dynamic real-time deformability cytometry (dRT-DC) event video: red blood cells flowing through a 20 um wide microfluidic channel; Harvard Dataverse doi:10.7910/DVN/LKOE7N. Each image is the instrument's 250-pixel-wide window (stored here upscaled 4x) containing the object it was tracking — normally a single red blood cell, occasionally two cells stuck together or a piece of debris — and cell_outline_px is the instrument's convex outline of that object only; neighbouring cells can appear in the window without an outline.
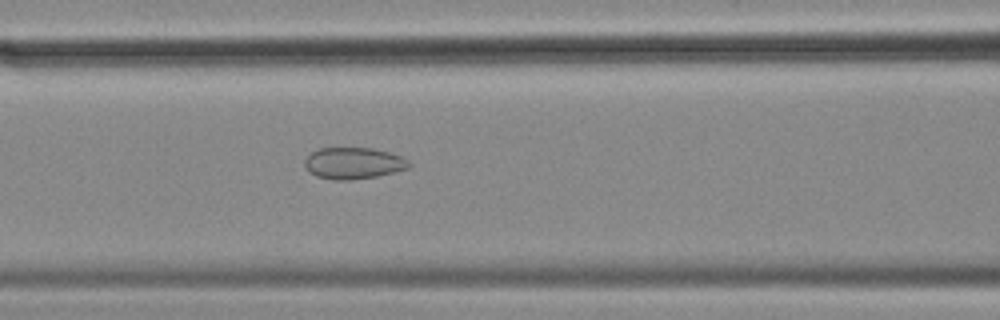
{"species": "common noctule bat (a hibernating species)", "species_latin": "Nyctalus noctula", "temperature_condition": "cold", "stored_images_in_passage": 32, "camera_frame_rate_fps": 3000, "um_per_image_px": 0.085, "animal": {"sex": "female", "body_mass_g": 18.4}, "frame": {"image": 1, "passage_image": 9, "time_ms": 2.667, "image_size_px": [1000, 320], "cell_outline_px": [[412, 164], [408, 168], [376, 176], [352, 180], [332, 180], [316, 176], [304, 168], [304, 160], [312, 152], [320, 148], [372, 148], [404, 156]], "centroid_in_image_um": [30.04, 13.87], "position_along_channel_um": 136.6, "area_um2": 19.25}}
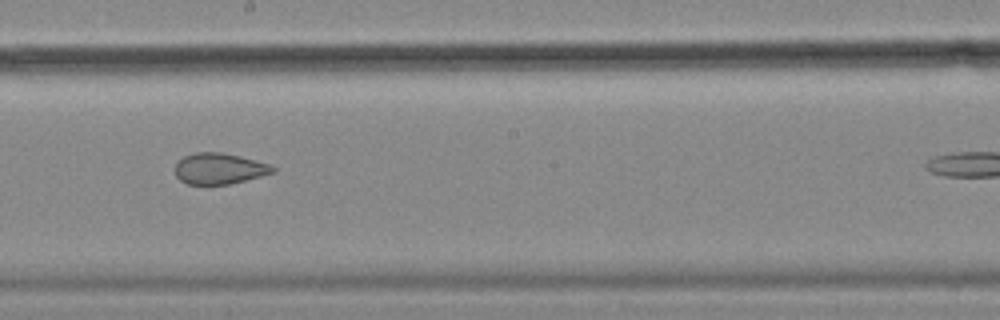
{"frame": {"image": 2, "passage_image": 17, "time_ms": 5.333, "image_size_px": [1000, 320], "cell_outline_px": [[276, 172], [228, 184], [188, 184], [180, 180], [176, 176], [176, 164], [184, 156], [196, 152], [220, 152], [240, 156], [256, 160], [268, 164], [276, 168]], "centroid_in_image_um": [18.64, 14.32], "position_along_channel_um": 229.6, "area_um2": 17.46}}
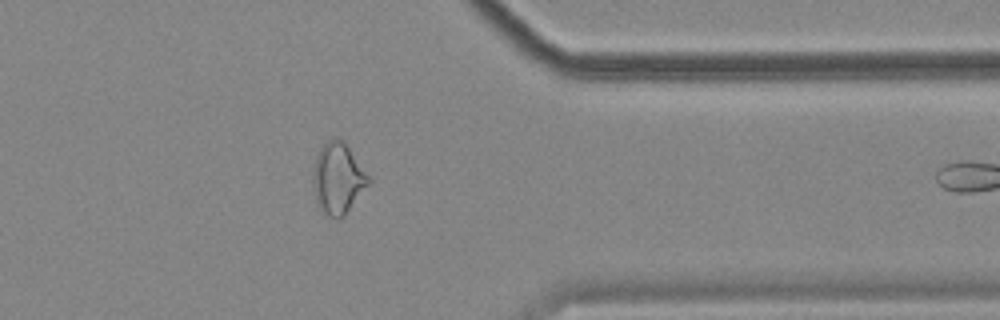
{"frame": {"image": 3, "passage_image": 31, "time_ms": 10.0, "image_size_px": [1000, 320], "cell_outline_px": [[372, 180], [344, 216], [328, 216], [320, 212], [316, 204], [312, 184], [312, 172], [316, 156], [320, 148], [332, 136], [336, 136], [344, 140], [372, 176]], "centroid_in_image_um": [28.73, 15.12], "position_along_channel_um": 382.7, "area_um2": 23.7}}